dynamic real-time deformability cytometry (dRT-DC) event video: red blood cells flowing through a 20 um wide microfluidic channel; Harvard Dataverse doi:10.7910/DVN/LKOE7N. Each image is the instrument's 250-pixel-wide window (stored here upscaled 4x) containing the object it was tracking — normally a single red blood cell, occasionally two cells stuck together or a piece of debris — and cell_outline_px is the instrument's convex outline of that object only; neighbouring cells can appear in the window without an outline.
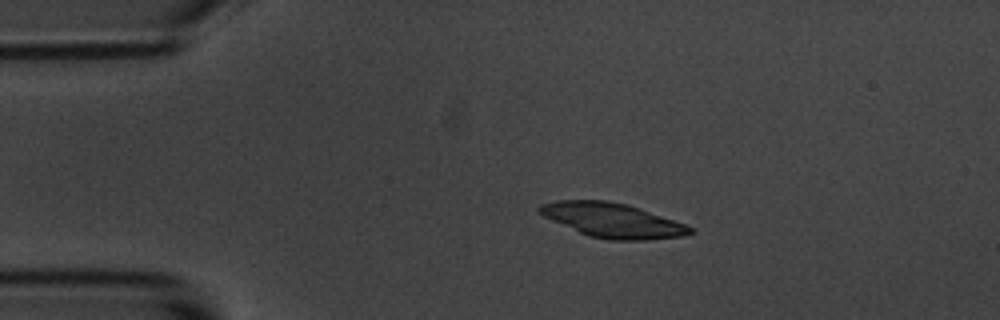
{"species": "common noctule bat (a hibernating species)", "species_latin": "Nyctalus noctula", "temperature_condition": "room temperature", "stored_images_in_passage": 5, "camera_frame_rate_fps": 3000, "um_per_image_px": 0.085, "animal": {"sex": "male", "body_mass_g": 20.1, "forearm_length_mm": 53.5}, "frame": {"image": 1, "passage_image": 2, "time_ms": 1.333, "image_size_px": [1000, 320], "cell_outline_px": [[696, 232], [684, 236], [648, 240], [608, 240], [588, 236], [552, 220], [536, 212], [536, 208], [540, 204], [556, 200], [608, 200], [628, 204], [640, 208], [684, 224], [692, 228]], "centroid_in_image_um": [52.04, 18.72], "position_along_channel_um": 33.0, "area_um2": 30.35}}